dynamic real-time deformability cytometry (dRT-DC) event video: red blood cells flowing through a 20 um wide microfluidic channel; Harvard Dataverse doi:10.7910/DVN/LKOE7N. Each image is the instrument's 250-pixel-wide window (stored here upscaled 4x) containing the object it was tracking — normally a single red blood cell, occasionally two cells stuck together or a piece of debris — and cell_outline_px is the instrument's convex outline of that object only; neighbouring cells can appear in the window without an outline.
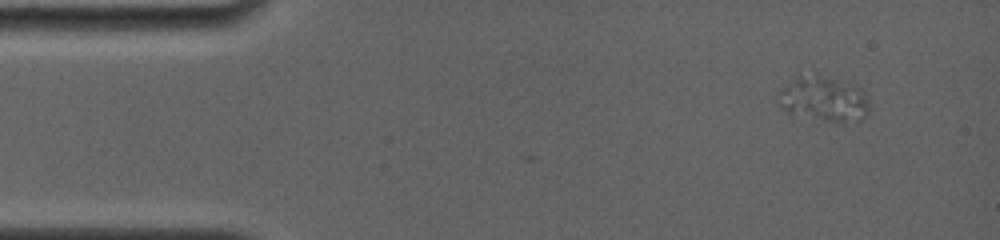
{"species": "common noctule bat (a hibernating species)", "species_latin": "Nyctalus noctula", "temperature_condition": "room temperature", "stored_images_in_passage": 2, "camera_frame_rate_fps": 4000, "um_per_image_px": 0.085, "animal": {"sex": "female", "body_mass_g": 19.0, "forearm_length_mm": 56.7}, "frame": {"image": 1, "passage_image": 2, "time_ms": 0.25, "image_size_px": [1000, 240], "cell_outline_px": [[868, 112], [860, 120], [840, 124], [792, 116], [780, 108], [772, 100], [772, 96], [780, 88], [796, 76], [816, 72], [852, 84], [860, 88], [864, 92], [868, 104]], "centroid_in_image_um": [69.87, 8.43], "position_along_channel_um": 15.1, "area_um2": 25.49}}